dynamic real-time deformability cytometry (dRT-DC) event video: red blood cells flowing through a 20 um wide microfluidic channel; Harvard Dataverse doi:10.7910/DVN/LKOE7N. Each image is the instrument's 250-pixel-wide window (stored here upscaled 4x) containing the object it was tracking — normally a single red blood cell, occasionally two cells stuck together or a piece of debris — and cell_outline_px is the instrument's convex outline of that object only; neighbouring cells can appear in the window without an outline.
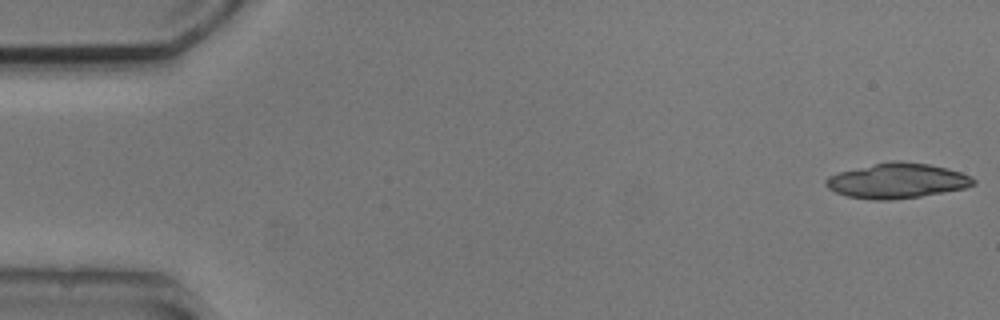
{"species": "common noctule bat (a hibernating species)", "species_latin": "Nyctalus noctula", "temperature_condition": "cold", "stored_images_in_passage": 33, "camera_frame_rate_fps": 3000, "um_per_image_px": 0.085, "animal": {"sex": "male", "body_mass_g": 20.5, "forearm_length_mm": 52.5}, "frame": {"image": 1, "passage_image": 1, "time_ms": 0.0, "image_size_px": [1000, 320], "cell_outline_px": [[976, 184], [964, 188], [920, 196], [888, 200], [872, 200], [848, 196], [836, 192], [828, 188], [824, 184], [824, 180], [828, 176], [840, 172], [872, 164], [892, 160], [900, 160], [928, 164], [948, 168], [972, 176], [976, 180]], "centroid_in_image_um": [76.26, 15.35], "position_along_channel_um": 8.7, "area_um2": 30.11}}